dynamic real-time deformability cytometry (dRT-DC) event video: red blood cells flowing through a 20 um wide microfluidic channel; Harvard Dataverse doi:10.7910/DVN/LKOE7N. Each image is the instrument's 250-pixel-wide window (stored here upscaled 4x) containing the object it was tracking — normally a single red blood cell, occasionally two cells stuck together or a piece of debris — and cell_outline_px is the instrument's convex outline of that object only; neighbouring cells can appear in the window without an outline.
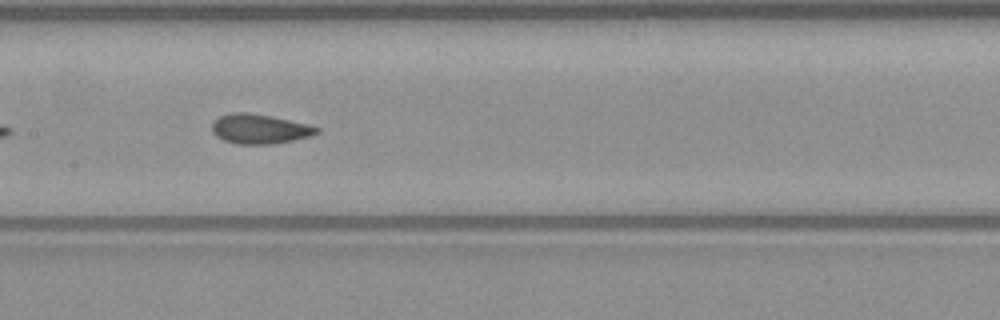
{"species": "common noctule bat (a hibernating species)", "species_latin": "Nyctalus noctula", "temperature_condition": "warm", "stored_images_in_passage": 15, "camera_frame_rate_fps": 3000, "um_per_image_px": 0.085, "animal": {"sex": "male", "body_mass_g": 23.1, "forearm_length_mm": 52.7}, "frame": {"image": 1, "passage_image": 11, "time_ms": 3.333, "image_size_px": [1000, 320], "cell_outline_px": [[320, 132], [308, 136], [292, 140], [272, 144], [236, 144], [224, 140], [216, 136], [212, 132], [212, 120], [220, 116], [232, 112], [248, 112], [272, 116], [308, 124], [320, 128]], "centroid_in_image_um": [22.03, 10.95], "position_along_channel_um": 185.4, "area_um2": 18.15}}